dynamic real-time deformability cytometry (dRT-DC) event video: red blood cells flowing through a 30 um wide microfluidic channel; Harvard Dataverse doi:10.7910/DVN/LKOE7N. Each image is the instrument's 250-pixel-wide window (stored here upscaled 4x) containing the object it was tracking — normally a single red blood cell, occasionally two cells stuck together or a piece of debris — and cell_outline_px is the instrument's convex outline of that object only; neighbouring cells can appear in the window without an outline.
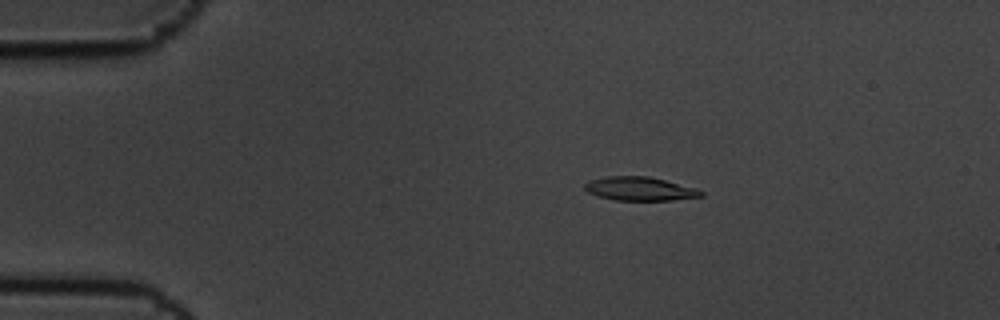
{"species": "common noctule bat (a hibernating species)", "species_latin": "Nyctalus noctula", "temperature_condition": "cold", "stored_images_in_passage": 5, "camera_frame_rate_fps": 3000, "um_per_image_px": 0.085, "animal": {"sex": "male", "body_mass_g": 19.5, "forearm_length_mm": 54.6}, "frame": {"image": 1, "passage_image": 4, "time_ms": 1.0, "image_size_px": [1000, 320], "cell_outline_px": [[704, 196], [672, 200], [616, 200], [596, 196], [588, 192], [584, 188], [584, 184], [592, 180], [608, 176], [648, 176], [696, 188], [704, 192]], "centroid_in_image_um": [54.39, 16.05], "position_along_channel_um": 30.6, "area_um2": 15.95}}